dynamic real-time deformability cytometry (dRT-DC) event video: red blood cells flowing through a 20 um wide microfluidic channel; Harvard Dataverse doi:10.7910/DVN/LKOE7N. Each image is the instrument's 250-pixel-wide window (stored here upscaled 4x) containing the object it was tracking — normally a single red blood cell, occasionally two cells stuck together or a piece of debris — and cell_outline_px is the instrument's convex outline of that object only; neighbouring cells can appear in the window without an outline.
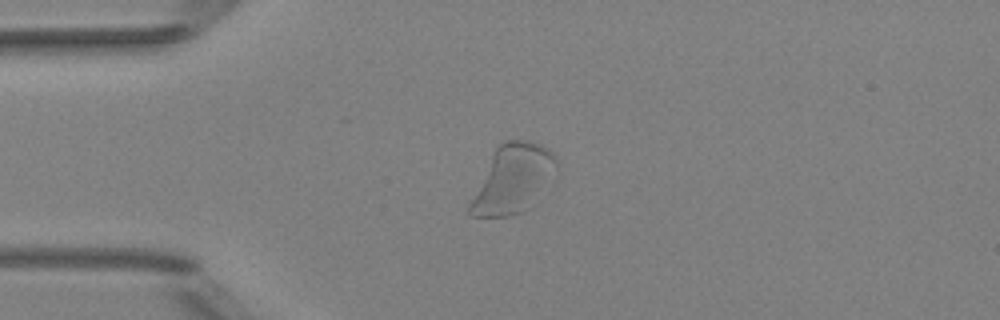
{"species": "Egyptian fruit bat (a non-hibernating species)", "species_latin": "Rousettus aegyptiacus", "temperature_condition": "room temperature", "stored_images_in_passage": 6, "camera_frame_rate_fps": 3000, "um_per_image_px": 0.085, "animal": {"sex": "female"}, "frame": {"image": 1, "passage_image": 4, "time_ms": 1.0, "image_size_px": [1000, 320], "cell_outline_px": [[556, 180], [552, 184], [520, 212], [508, 216], [472, 216], [468, 212], [468, 204], [496, 148], [504, 140], [528, 140], [540, 144], [552, 152], [556, 156]], "centroid_in_image_um": [43.63, 15.2], "position_along_channel_um": 41.4, "area_um2": 34.16}}